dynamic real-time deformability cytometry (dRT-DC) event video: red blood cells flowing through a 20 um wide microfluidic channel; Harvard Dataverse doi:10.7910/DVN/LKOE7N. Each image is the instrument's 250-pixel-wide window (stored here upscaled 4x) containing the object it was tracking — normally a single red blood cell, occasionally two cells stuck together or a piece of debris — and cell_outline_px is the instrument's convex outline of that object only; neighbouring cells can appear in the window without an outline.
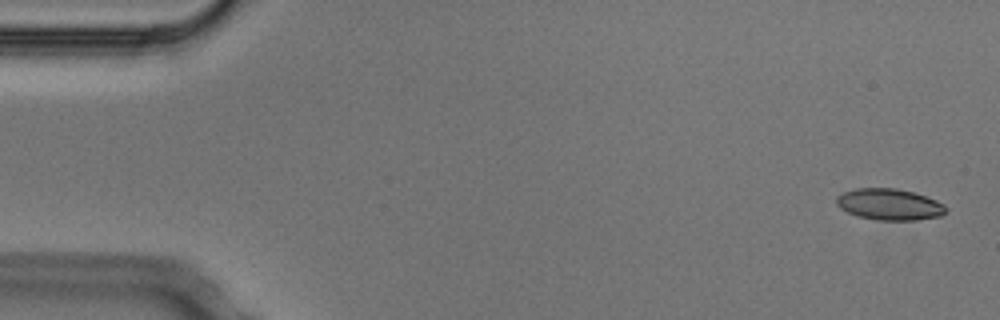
{"species": "Egyptian fruit bat (a non-hibernating species)", "species_latin": "Rousettus aegyptiacus", "temperature_condition": "cold", "stored_images_in_passage": 6, "camera_frame_rate_fps": 3000, "um_per_image_px": 0.085, "animal": {"sex": "male"}, "frame": {"image": 1, "passage_image": 1, "time_ms": 0.0, "image_size_px": [1000, 320], "cell_outline_px": [[948, 212], [940, 216], [916, 220], [880, 220], [856, 216], [840, 208], [836, 204], [836, 196], [844, 192], [856, 188], [896, 188], [912, 192], [936, 200], [944, 204], [948, 208]], "centroid_in_image_um": [75.61, 17.38], "position_along_channel_um": 9.4, "area_um2": 20.06}}
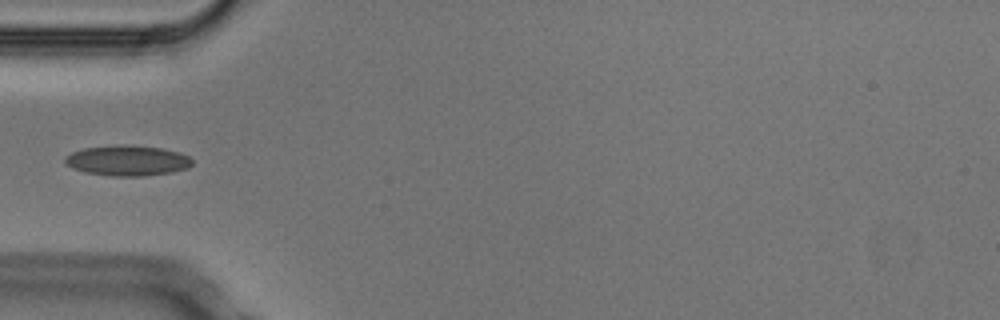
{"frame": {"image": 2, "passage_image": 5, "time_ms": 1.333, "image_size_px": [1000, 320], "cell_outline_px": [[192, 164], [188, 168], [172, 172], [140, 176], [112, 176], [84, 172], [72, 168], [64, 164], [64, 156], [72, 152], [84, 148], [124, 144], [128, 144], [164, 148], [180, 152], [188, 156], [192, 160]], "centroid_in_image_um": [10.82, 13.64], "position_along_channel_um": 74.2, "area_um2": 22.77}}
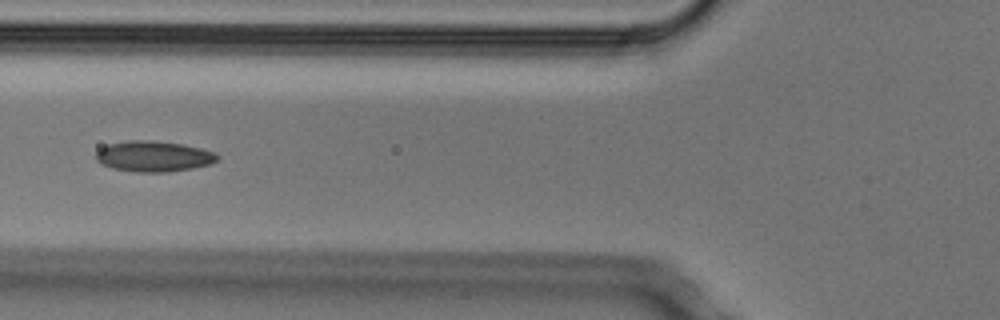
{"frame": {"image": 3, "passage_image": 6, "time_ms": 1.667, "image_size_px": [1000, 320], "cell_outline_px": [[220, 156], [212, 164], [192, 168], [168, 172], [136, 172], [112, 168], [100, 164], [96, 160], [96, 152], [100, 148], [108, 144], [128, 140], [156, 140], [184, 144], [216, 152]], "centroid_in_image_um": [13.06, 13.28], "position_along_channel_um": 112.7, "area_um2": 22.02}}